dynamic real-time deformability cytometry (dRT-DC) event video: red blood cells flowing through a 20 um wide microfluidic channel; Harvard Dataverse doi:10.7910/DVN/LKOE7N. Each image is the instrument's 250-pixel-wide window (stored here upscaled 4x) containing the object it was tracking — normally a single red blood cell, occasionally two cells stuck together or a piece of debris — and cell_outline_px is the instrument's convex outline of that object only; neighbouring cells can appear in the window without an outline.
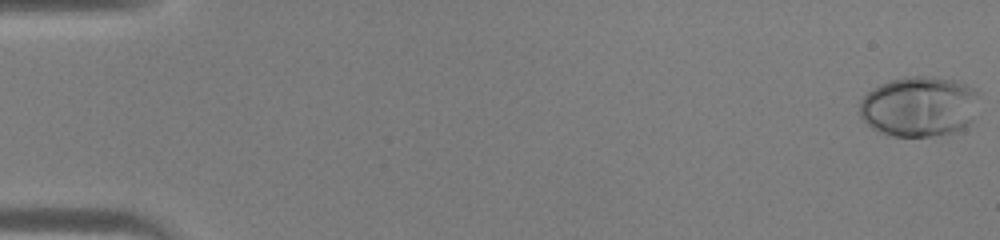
{"species": "human", "species_latin": "Homo sapiens", "temperature_condition": "warm", "stored_images_in_passage": 46, "camera_frame_rate_fps": 3000, "um_per_image_px": 0.085, "donor": {"sex": "male"}, "frame": {"image": 1, "passage_image": 1, "time_ms": 0.0, "image_size_px": [1000, 240], "cell_outline_px": [[980, 96], [972, 120], [964, 128], [952, 132], [932, 136], [892, 136], [880, 132], [872, 128], [860, 116], [860, 100], [872, 88], [880, 84], [904, 76], [932, 76], [956, 80], [976, 88], [980, 92]], "centroid_in_image_um": [78.16, 9.03], "position_along_channel_um": 6.8, "area_um2": 42.43}}
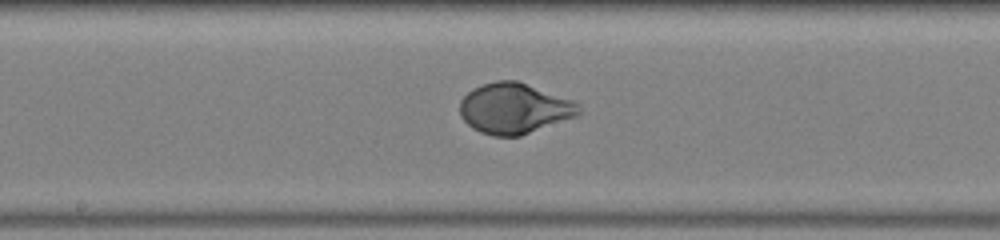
{"frame": {"image": 2, "passage_image": 25, "time_ms": 8.0, "image_size_px": [1000, 240], "cell_outline_px": [[580, 116], [520, 136], [492, 136], [480, 132], [472, 128], [460, 116], [460, 100], [472, 88], [496, 80], [516, 80], [572, 100], [580, 104]], "centroid_in_image_um": [43.72, 9.23], "position_along_channel_um": 204.5, "area_um2": 35.26}}
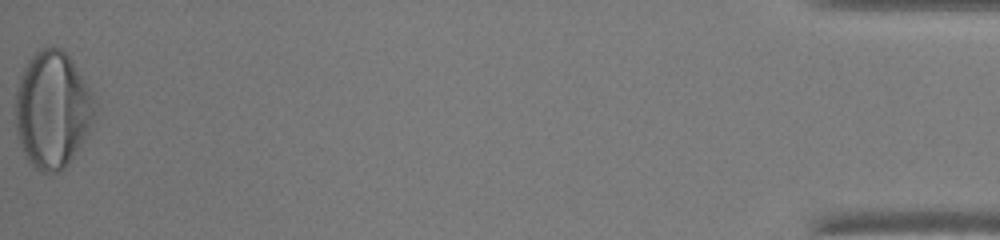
{"frame": {"image": 3, "passage_image": 46, "time_ms": 15.0, "image_size_px": [1000, 240], "cell_outline_px": [[96, 104], [92, 120], [88, 132], [68, 164], [60, 172], [40, 172], [28, 160], [20, 144], [16, 132], [16, 88], [20, 76], [28, 60], [40, 48], [52, 44], [60, 48], [72, 60], [92, 92]], "centroid_in_image_um": [4.45, 9.3], "position_along_channel_um": 430.8, "area_um2": 53.87}}